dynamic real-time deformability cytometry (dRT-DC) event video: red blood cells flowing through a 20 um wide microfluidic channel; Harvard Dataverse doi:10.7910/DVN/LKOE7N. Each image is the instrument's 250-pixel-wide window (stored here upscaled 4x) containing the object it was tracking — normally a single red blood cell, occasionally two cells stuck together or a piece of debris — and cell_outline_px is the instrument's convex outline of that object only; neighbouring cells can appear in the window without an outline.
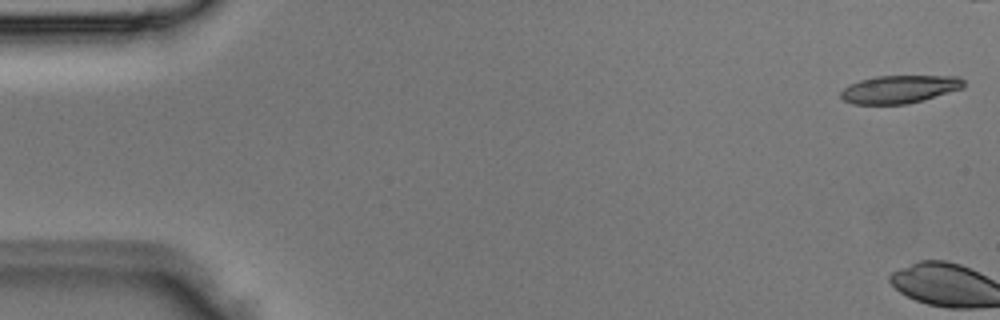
{"species": "Egyptian fruit bat (a non-hibernating species)", "species_latin": "Rousettus aegyptiacus", "temperature_condition": "room temperature", "stored_images_in_passage": 4, "segment_of_instrument_passage": [2, 2], "camera_frame_rate_fps": 3000, "um_per_image_px": 0.085, "animal": {"sex": "male"}, "frame": {"image": 1, "passage_image": 4, "time_ms": 1.0, "image_size_px": [1000, 320], "cell_outline_px": [[964, 88], [924, 100], [908, 104], [852, 104], [844, 100], [840, 96], [840, 92], [848, 84], [860, 80], [876, 76], [960, 76], [964, 80]], "centroid_in_image_um": [76.46, 7.58], "position_along_channel_um": 8.5, "area_um2": 20.17}}